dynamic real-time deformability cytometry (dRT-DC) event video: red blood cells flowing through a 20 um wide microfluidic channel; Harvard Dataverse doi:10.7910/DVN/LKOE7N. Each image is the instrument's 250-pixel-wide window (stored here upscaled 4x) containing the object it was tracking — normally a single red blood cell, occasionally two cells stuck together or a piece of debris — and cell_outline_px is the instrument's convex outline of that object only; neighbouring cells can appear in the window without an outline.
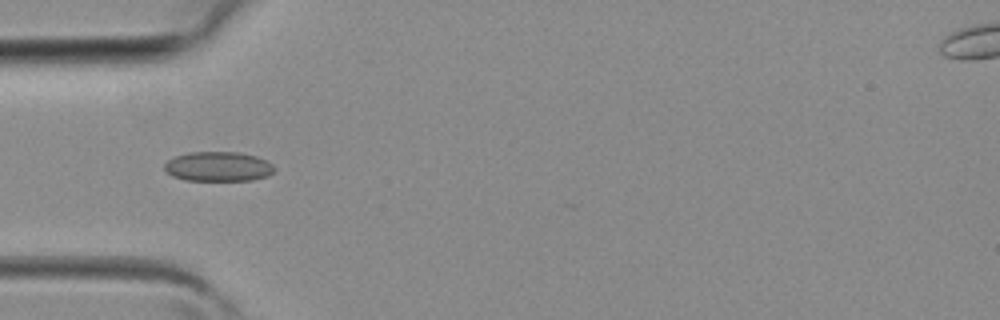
{"species": "common noctule bat (a hibernating species)", "species_latin": "Nyctalus noctula", "temperature_condition": "room temperature", "stored_images_in_passage": 3, "camera_frame_rate_fps": 3000, "um_per_image_px": 0.085, "animal": {"sex": "female", "body_mass_g": 19.3, "forearm_length_mm": 54.1}, "frame": {"image": 1, "passage_image": 3, "time_ms": 0.667, "image_size_px": [1000, 320], "cell_outline_px": [[276, 168], [268, 176], [252, 180], [184, 180], [172, 176], [164, 168], [164, 164], [168, 160], [176, 156], [188, 152], [240, 152], [256, 156], [268, 160]], "centroid_in_image_um": [18.57, 14.15], "position_along_channel_um": 66.4, "area_um2": 19.07}}